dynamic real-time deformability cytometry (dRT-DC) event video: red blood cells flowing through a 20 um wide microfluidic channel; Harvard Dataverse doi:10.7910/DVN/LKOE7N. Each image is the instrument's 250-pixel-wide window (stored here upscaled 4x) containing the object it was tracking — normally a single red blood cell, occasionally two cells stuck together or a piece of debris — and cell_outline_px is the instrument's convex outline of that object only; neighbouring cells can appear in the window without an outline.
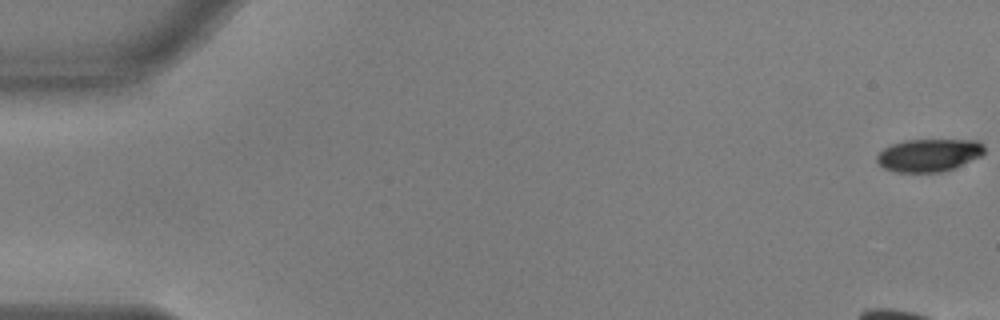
{"species": "common noctule bat (a hibernating species)", "species_latin": "Nyctalus noctula", "temperature_condition": "warm", "stored_images_in_passage": 16, "camera_frame_rate_fps": 3000, "um_per_image_px": 0.085, "animal": {"sex": "male", "body_mass_g": 17.9, "forearm_length_mm": 54.2}, "frame": {"image": 1, "passage_image": 1, "time_ms": 0.0, "image_size_px": [1000, 320], "cell_outline_px": [[984, 152], [980, 156], [956, 168], [940, 172], [896, 172], [884, 168], [876, 160], [876, 156], [884, 148], [892, 144], [908, 140], [976, 140], [984, 144]], "centroid_in_image_um": [78.97, 13.19], "position_along_channel_um": 6.0, "area_um2": 20.46}}